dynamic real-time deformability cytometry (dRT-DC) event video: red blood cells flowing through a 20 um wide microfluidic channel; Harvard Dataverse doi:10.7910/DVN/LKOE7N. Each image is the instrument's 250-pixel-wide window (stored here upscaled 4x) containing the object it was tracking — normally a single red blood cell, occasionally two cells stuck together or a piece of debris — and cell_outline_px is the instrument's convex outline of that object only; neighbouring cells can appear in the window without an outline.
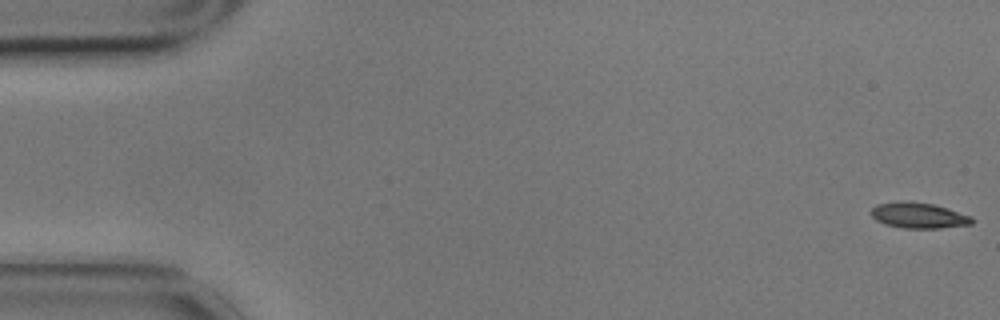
{"species": "common noctule bat (a hibernating species)", "species_latin": "Nyctalus noctula", "temperature_condition": "cold", "stored_images_in_passage": 57, "camera_frame_rate_fps": 3000, "um_per_image_px": 0.085, "animal": {"sex": "male", "body_mass_g": 17.9}, "frame": {"image": 1, "passage_image": 1, "time_ms": 0.0, "image_size_px": [1000, 320], "cell_outline_px": [[976, 220], [972, 224], [940, 228], [904, 228], [884, 224], [876, 220], [872, 216], [872, 208], [876, 204], [896, 200], [908, 200], [932, 204], [972, 216]], "centroid_in_image_um": [78.07, 18.3], "position_along_channel_um": 6.9, "area_um2": 15.26}}
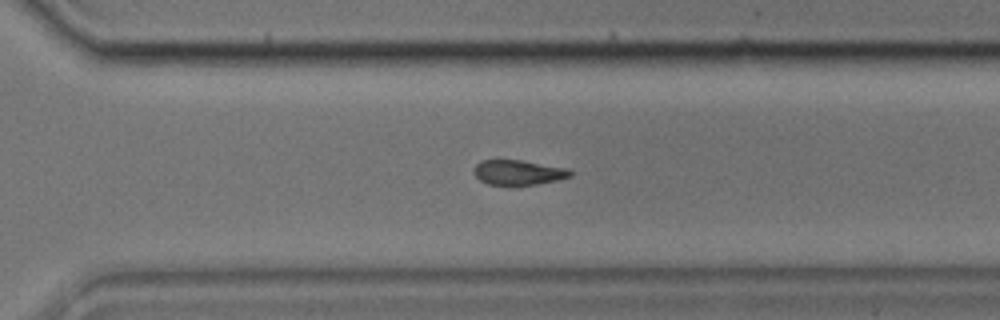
{"frame": {"image": 2, "passage_image": 40, "time_ms": 13.0, "image_size_px": [1000, 320], "cell_outline_px": [[572, 176], [556, 180], [536, 184], [508, 188], [488, 184], [480, 180], [472, 172], [472, 168], [480, 160], [520, 160], [568, 168], [572, 172]], "centroid_in_image_um": [44.0, 14.69], "position_along_channel_um": 326.6, "area_um2": 14.57}}
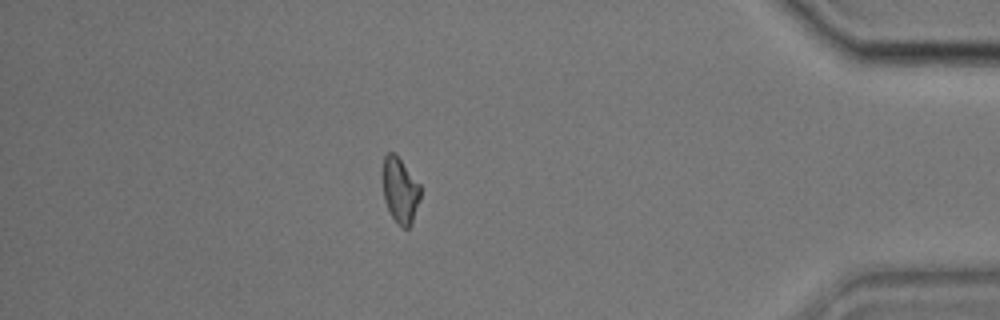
{"frame": {"image": 3, "passage_image": 50, "time_ms": 16.333, "image_size_px": [1000, 320], "cell_outline_px": [[420, 200], [412, 224], [408, 228], [404, 228], [396, 224], [384, 200], [384, 156], [388, 152], [392, 152], [400, 160], [420, 184]], "centroid_in_image_um": [34.04, 16.24], "position_along_channel_um": 401.2, "area_um2": 14.1}, "authors_computed_cell_mechanics": {"area_um2": 15.4326, "velocity_mm_per_s": 3.4822, "shape_relaxation_time_tau1_ms": 6.5465, "shape_relaxation_time_tau2_ms": 7.2541, "deformation_change_tau1": 0.1325, "deformation_change_tau2": 0.1411}}